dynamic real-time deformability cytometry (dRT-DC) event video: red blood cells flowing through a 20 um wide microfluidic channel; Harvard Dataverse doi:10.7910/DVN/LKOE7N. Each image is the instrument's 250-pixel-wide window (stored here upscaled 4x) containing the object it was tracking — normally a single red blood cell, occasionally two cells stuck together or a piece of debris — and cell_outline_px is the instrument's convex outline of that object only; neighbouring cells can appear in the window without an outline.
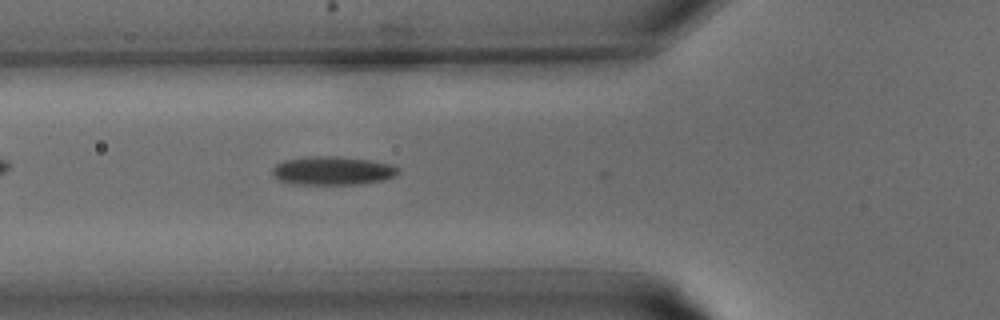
{"species": "common noctule bat (a hibernating species)", "species_latin": "Nyctalus noctula", "temperature_condition": "warm", "stored_images_in_passage": 12, "camera_frame_rate_fps": 3000, "um_per_image_px": 0.085, "animal": {"sex": "male", "body_mass_g": 15.6}, "frame": {"image": 1, "passage_image": 4, "time_ms": 1.0, "image_size_px": [1000, 320], "cell_outline_px": [[400, 172], [396, 176], [384, 180], [360, 184], [292, 184], [276, 180], [272, 176], [272, 168], [276, 164], [284, 160], [304, 156], [336, 156], [368, 160], [392, 164], [400, 168]], "centroid_in_image_um": [28.25, 14.51], "position_along_channel_um": 97.6, "area_um2": 21.33}}
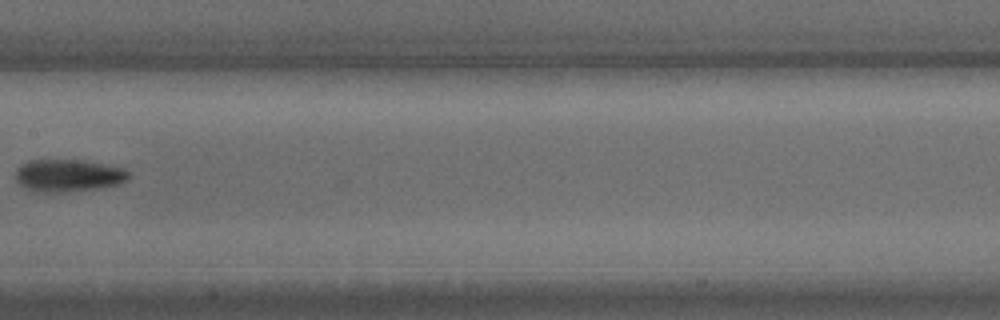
{"frame": {"image": 2, "passage_image": 9, "time_ms": 2.667, "image_size_px": [1000, 320], "cell_outline_px": [[132, 176], [128, 180], [120, 184], [100, 188], [60, 192], [36, 192], [24, 188], [16, 180], [16, 168], [20, 164], [28, 160], [80, 160], [104, 164], [124, 168]], "centroid_in_image_um": [5.8, 14.92], "position_along_channel_um": 201.6, "area_um2": 21.56}}
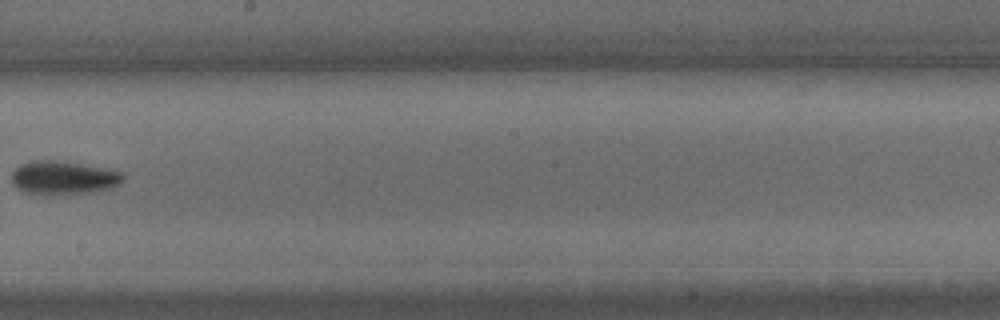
{"frame": {"image": 3, "passage_image": 11, "time_ms": 3.333, "image_size_px": [1000, 320], "cell_outline_px": [[124, 180], [120, 184], [112, 188], [88, 192], [48, 196], [24, 192], [16, 188], [12, 184], [12, 172], [20, 164], [32, 160], [52, 160], [80, 164], [104, 168], [120, 172], [124, 176]], "centroid_in_image_um": [5.34, 15.13], "position_along_channel_um": 242.9, "area_um2": 21.91}}